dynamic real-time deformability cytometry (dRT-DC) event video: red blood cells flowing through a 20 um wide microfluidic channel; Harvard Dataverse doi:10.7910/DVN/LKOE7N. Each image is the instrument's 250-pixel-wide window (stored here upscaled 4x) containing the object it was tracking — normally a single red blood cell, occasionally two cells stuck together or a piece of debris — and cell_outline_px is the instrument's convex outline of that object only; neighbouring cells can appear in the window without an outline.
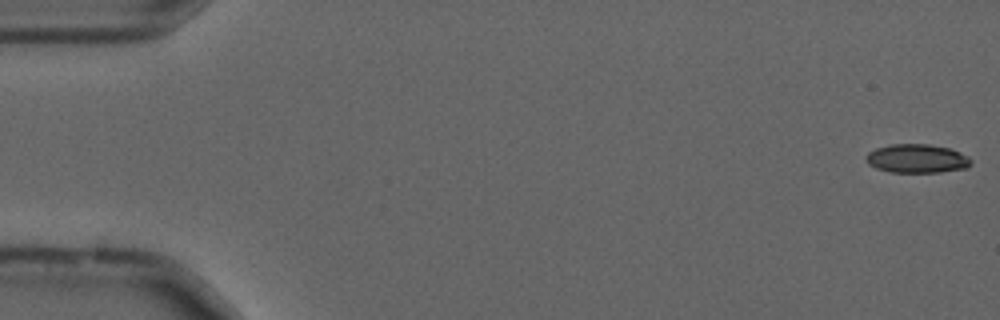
{"species": "common noctule bat (a hibernating species)", "species_latin": "Nyctalus noctula", "temperature_condition": "cold", "stored_images_in_passage": 55, "camera_frame_rate_fps": 3000, "um_per_image_px": 0.085, "animal": {"sex": "male", "forearm_length_mm": 52.5}, "frame": {"image": 1, "passage_image": 1, "time_ms": 0.0, "image_size_px": [1000, 320], "cell_outline_px": [[972, 164], [968, 168], [940, 172], [892, 172], [876, 168], [868, 164], [864, 160], [864, 156], [868, 152], [876, 148], [888, 144], [928, 144], [948, 148], [960, 152], [968, 156], [972, 160]], "centroid_in_image_um": [77.93, 13.48], "position_along_channel_um": 7.1, "area_um2": 17.8}}
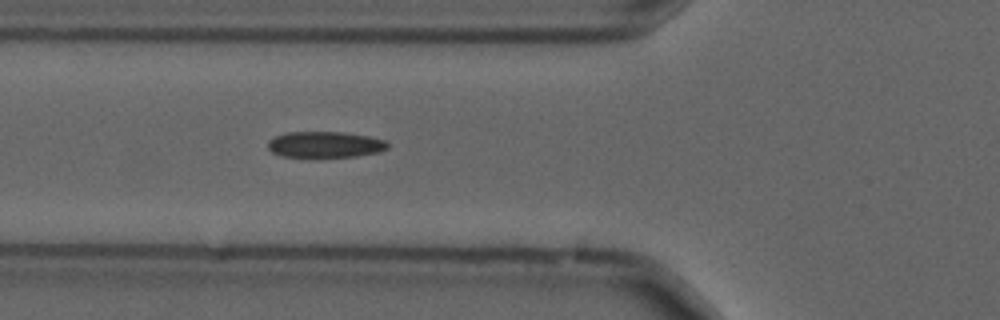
{"frame": {"image": 2, "passage_image": 20, "time_ms": 6.333, "image_size_px": [1000, 320], "cell_outline_px": [[388, 148], [380, 152], [356, 156], [320, 160], [308, 160], [284, 156], [272, 152], [268, 148], [268, 140], [276, 136], [288, 132], [344, 132], [368, 136], [384, 140], [388, 144]], "centroid_in_image_um": [27.6, 12.34], "position_along_channel_um": 98.2, "area_um2": 19.13}}
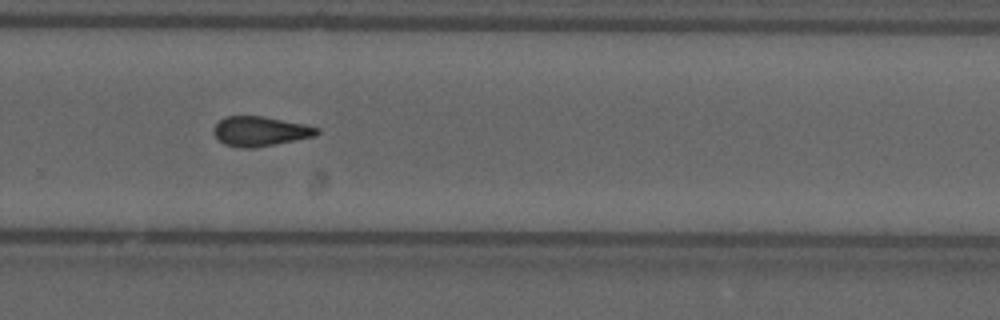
{"frame": {"image": 3, "passage_image": 37, "time_ms": 12.0, "image_size_px": [1000, 320], "cell_outline_px": [[320, 132], [316, 136], [252, 148], [240, 148], [224, 144], [216, 136], [216, 124], [224, 116], [264, 116], [304, 124], [320, 128]], "centroid_in_image_um": [22.16, 11.15], "position_along_channel_um": 307.6, "area_um2": 17.63}, "authors_computed_cell_mechanics": {"area_um2": 17.8602, "velocity_mm_per_s": 3.7004, "shape_relaxation_time_tau1_ms": null, "shape_relaxation_time_tau2_ms": 4.5385, "deformation_change_tau1": null, "deformation_change_tau2": 0.1359}}